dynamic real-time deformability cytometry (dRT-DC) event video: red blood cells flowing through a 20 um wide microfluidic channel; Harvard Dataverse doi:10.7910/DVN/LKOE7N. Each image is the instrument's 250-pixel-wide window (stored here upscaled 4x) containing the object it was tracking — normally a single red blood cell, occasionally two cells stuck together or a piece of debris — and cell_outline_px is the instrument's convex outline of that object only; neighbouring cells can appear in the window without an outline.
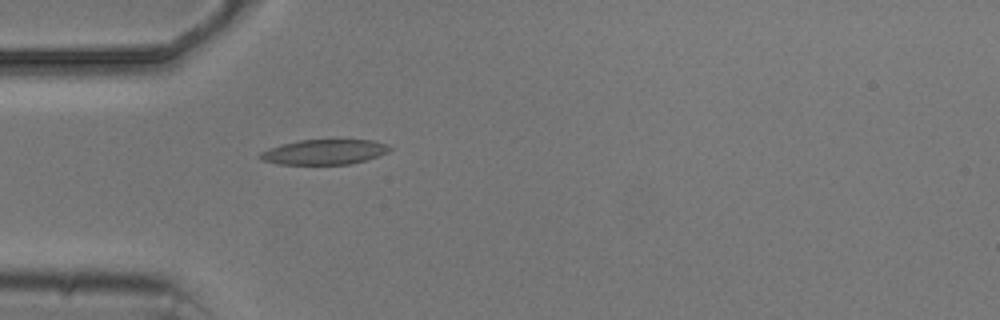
{"species": "common noctule bat (a hibernating species)", "species_latin": "Nyctalus noctula", "temperature_condition": "cold", "stored_images_in_passage": 5, "camera_frame_rate_fps": 3000, "um_per_image_px": 0.085, "animal": {"sex": "male", "body_mass_g": 20.5, "forearm_length_mm": 52.5}, "frame": {"image": 1, "passage_image": 5, "time_ms": 4.667, "image_size_px": [1000, 320], "cell_outline_px": [[392, 148], [388, 152], [352, 164], [280, 164], [260, 160], [256, 156], [260, 152], [268, 148], [280, 144], [300, 140], [372, 140], [388, 144]], "centroid_in_image_um": [27.51, 12.91], "position_along_channel_um": 57.5, "area_um2": 18.96}}